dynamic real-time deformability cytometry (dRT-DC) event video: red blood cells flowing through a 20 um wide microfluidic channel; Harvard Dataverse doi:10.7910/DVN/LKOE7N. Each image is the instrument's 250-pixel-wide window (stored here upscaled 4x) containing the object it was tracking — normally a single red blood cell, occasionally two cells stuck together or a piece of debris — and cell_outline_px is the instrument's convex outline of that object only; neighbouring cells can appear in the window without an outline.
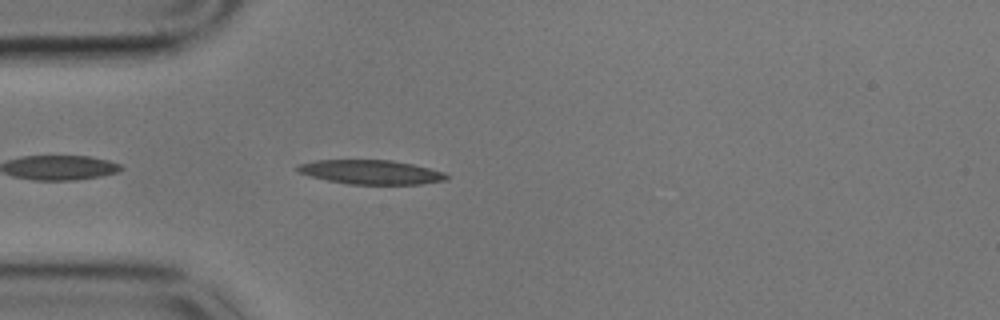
{"species": "common noctule bat (a hibernating species)", "species_latin": "Nyctalus noctula", "temperature_condition": "cold", "stored_images_in_passage": 7, "camera_frame_rate_fps": 3000, "um_per_image_px": 0.085, "animal": {"sex": "male", "body_mass_g": 17.9}, "frame": {"image": 1, "passage_image": 3, "time_ms": 0.667, "image_size_px": [1000, 320], "cell_outline_px": [[448, 180], [420, 184], [348, 184], [328, 180], [296, 172], [296, 168], [300, 164], [316, 160], [392, 160], [412, 164], [444, 172], [448, 176]], "centroid_in_image_um": [31.54, 14.63], "position_along_channel_um": 53.5, "area_um2": 20.87}}
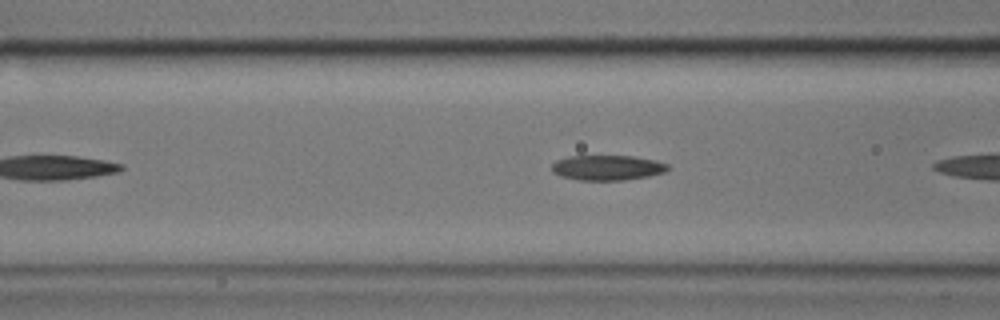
{"frame": {"image": 2, "passage_image": 6, "time_ms": 1.667, "image_size_px": [1000, 320], "cell_outline_px": [[668, 168], [664, 172], [648, 176], [624, 180], [576, 180], [560, 176], [552, 172], [552, 164], [556, 160], [568, 156], [632, 156], [656, 160], [668, 164]], "centroid_in_image_um": [51.59, 14.25], "position_along_channel_um": 115.0, "area_um2": 16.99}}